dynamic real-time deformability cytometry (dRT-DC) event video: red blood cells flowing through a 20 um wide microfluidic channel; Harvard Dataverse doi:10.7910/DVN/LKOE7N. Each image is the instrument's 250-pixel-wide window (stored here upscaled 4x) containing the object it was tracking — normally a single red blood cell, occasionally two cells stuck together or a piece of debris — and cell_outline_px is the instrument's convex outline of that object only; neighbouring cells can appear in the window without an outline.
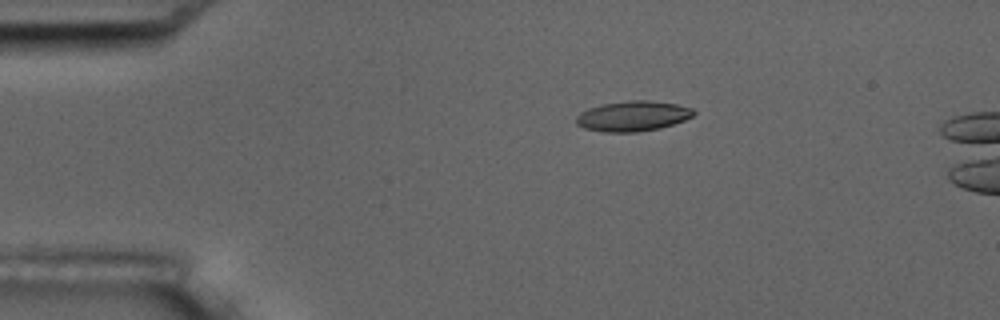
{"species": "common noctule bat (a hibernating species)", "species_latin": "Nyctalus noctula", "temperature_condition": "room temperature", "stored_images_in_passage": 5, "camera_frame_rate_fps": 3000, "um_per_image_px": 0.085, "animal": {"sex": "male", "body_mass_g": 17.5, "forearm_length_mm": 52.3}, "frame": {"image": 1, "passage_image": 1, "time_ms": 0.0, "image_size_px": [1000, 320], "cell_outline_px": [[696, 112], [692, 116], [684, 120], [660, 128], [636, 132], [604, 132], [584, 128], [576, 124], [576, 116], [580, 112], [588, 108], [600, 104], [628, 100], [648, 100], [676, 104], [692, 108]], "centroid_in_image_um": [53.76, 9.86], "position_along_channel_um": 31.2, "area_um2": 20.75}}